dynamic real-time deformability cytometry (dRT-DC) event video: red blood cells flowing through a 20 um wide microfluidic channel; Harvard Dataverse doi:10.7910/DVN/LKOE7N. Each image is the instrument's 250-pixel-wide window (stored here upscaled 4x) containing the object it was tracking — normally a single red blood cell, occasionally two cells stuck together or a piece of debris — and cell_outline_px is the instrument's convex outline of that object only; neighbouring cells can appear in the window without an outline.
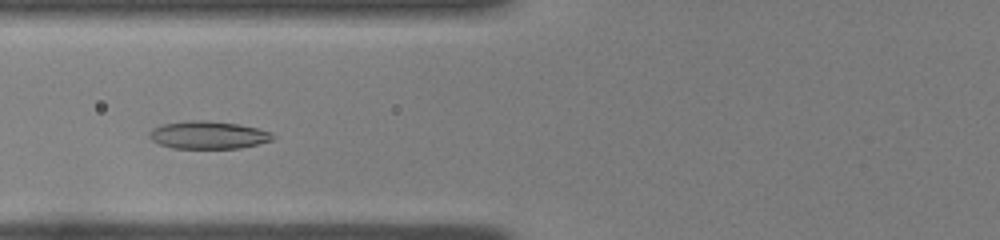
{"species": "common noctule bat (a hibernating species)", "species_latin": "Nyctalus noctula", "temperature_condition": "room temperature", "stored_images_in_passage": 42, "camera_frame_rate_fps": 3000, "um_per_image_px": 0.085, "animal": {"sex": "female", "body_mass_g": 22.0, "forearm_length_mm": 56.7}, "frame": {"image": 1, "passage_image": 13, "time_ms": 4.0, "image_size_px": [1000, 240], "cell_outline_px": [[276, 136], [272, 140], [240, 148], [172, 148], [160, 144], [152, 140], [148, 136], [148, 132], [152, 128], [164, 124], [188, 120], [204, 120], [240, 124], [272, 132]], "centroid_in_image_um": [17.69, 11.47], "position_along_channel_um": 108.1, "area_um2": 19.94}}
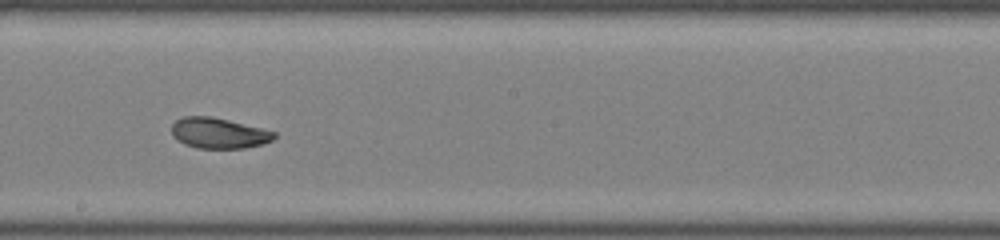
{"frame": {"image": 2, "passage_image": 22, "time_ms": 7.0, "image_size_px": [1000, 240], "cell_outline_px": [[276, 136], [272, 140], [264, 144], [244, 148], [196, 148], [184, 144], [172, 136], [172, 124], [176, 120], [184, 116], [212, 116], [276, 132]], "centroid_in_image_um": [18.57, 11.32], "position_along_channel_um": 229.6, "area_um2": 18.26}}
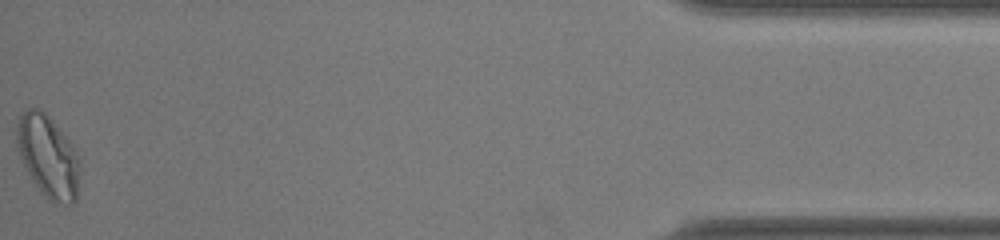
{"frame": {"image": 3, "passage_image": 42, "time_ms": 13.667, "image_size_px": [1000, 240], "cell_outline_px": [[80, 164], [76, 200], [72, 204], [56, 204], [48, 200], [36, 184], [28, 172], [20, 156], [16, 140], [16, 124], [24, 108], [40, 108], [48, 116], [72, 144], [80, 160]], "centroid_in_image_um": [4.09, 13.29], "position_along_channel_um": 431.1, "area_um2": 30.06}, "authors_computed_cell_mechanics": {"area_um2": 19.3341, "velocity_mm_per_s": 4.0592, "shape_relaxation_time_tau1_ms": 4.6461, "shape_relaxation_time_tau2_ms": 0.8664, "deformation_change_tau1": 0.1747, "deformation_change_tau2": 0.0509}}